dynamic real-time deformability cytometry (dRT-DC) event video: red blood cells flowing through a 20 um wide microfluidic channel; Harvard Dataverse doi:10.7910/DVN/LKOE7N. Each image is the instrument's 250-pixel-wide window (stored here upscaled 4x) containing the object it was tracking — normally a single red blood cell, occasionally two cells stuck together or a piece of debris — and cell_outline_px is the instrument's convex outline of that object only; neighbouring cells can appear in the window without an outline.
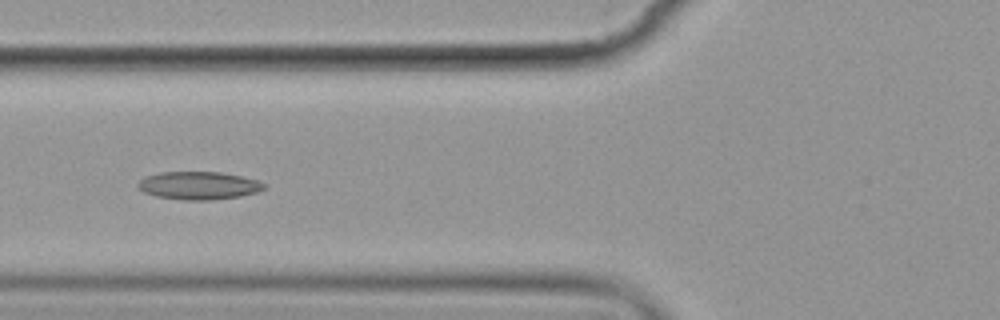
{"species": "common noctule bat (a hibernating species)", "species_latin": "Nyctalus noctula", "temperature_condition": "cold", "stored_images_in_passage": 8, "camera_frame_rate_fps": 3000, "um_per_image_px": 0.085, "animal": {"sex": "female", "body_mass_g": 19.9}, "frame": {"image": 1, "passage_image": 5, "time_ms": 4.667, "image_size_px": [1000, 320], "cell_outline_px": [[264, 188], [260, 192], [240, 196], [212, 200], [184, 200], [156, 196], [144, 192], [136, 184], [144, 176], [160, 172], [220, 172], [240, 176], [256, 180], [264, 184]], "centroid_in_image_um": [16.87, 15.77], "position_along_channel_um": 108.9, "area_um2": 20.46}}
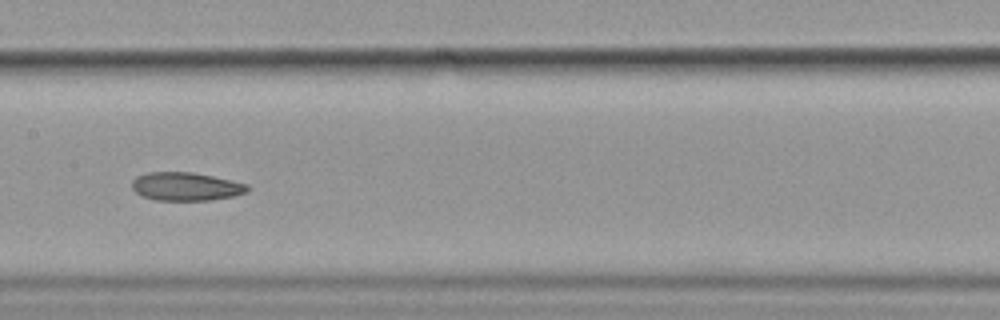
{"frame": {"image": 2, "passage_image": 7, "time_ms": 7.0, "image_size_px": [1000, 320], "cell_outline_px": [[248, 192], [232, 196], [212, 200], [156, 200], [144, 196], [136, 192], [132, 188], [132, 180], [136, 176], [148, 172], [192, 172], [212, 176], [248, 184]], "centroid_in_image_um": [15.79, 15.85], "position_along_channel_um": 191.6, "area_um2": 18.96}}
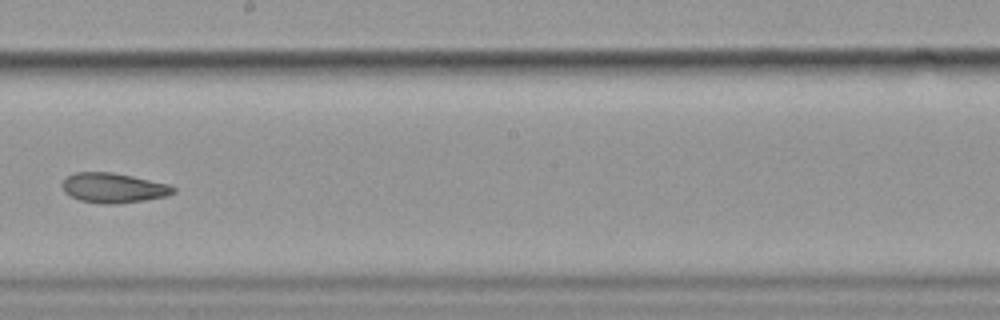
{"frame": {"image": 3, "passage_image": 8, "time_ms": 8.333, "image_size_px": [1000, 320], "cell_outline_px": [[176, 192], [168, 196], [144, 200], [116, 204], [104, 204], [80, 200], [64, 192], [64, 180], [68, 176], [76, 172], [112, 172], [132, 176], [168, 184], [176, 188]], "centroid_in_image_um": [9.69, 15.97], "position_along_channel_um": 238.5, "area_um2": 19.13}}